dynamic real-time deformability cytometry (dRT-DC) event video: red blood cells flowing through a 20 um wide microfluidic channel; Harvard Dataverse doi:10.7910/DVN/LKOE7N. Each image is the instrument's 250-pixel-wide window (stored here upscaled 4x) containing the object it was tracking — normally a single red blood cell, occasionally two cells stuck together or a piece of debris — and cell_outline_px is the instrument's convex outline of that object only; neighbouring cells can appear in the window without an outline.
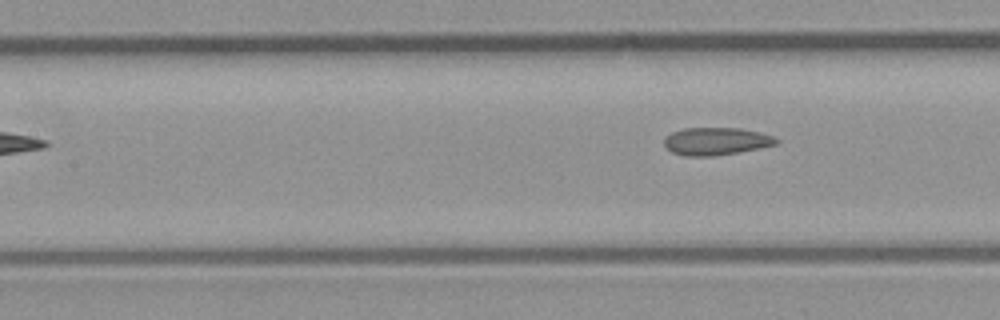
{"species": "common noctule bat (a hibernating species)", "species_latin": "Nyctalus noctula", "temperature_condition": "room temperature", "stored_images_in_passage": 4, "camera_frame_rate_fps": 3000, "um_per_image_px": 0.085, "animal": {"sex": "male", "body_mass_g": 23.1, "forearm_length_mm": 52.7}, "frame": {"image": 1, "passage_image": 4, "time_ms": 1.0, "image_size_px": [1000, 320], "cell_outline_px": [[780, 140], [776, 144], [760, 148], [712, 156], [684, 156], [672, 152], [664, 144], [664, 140], [672, 132], [684, 128], [740, 128], [760, 132], [772, 136]], "centroid_in_image_um": [60.87, 12.0], "position_along_channel_um": 146.5, "area_um2": 17.86}}